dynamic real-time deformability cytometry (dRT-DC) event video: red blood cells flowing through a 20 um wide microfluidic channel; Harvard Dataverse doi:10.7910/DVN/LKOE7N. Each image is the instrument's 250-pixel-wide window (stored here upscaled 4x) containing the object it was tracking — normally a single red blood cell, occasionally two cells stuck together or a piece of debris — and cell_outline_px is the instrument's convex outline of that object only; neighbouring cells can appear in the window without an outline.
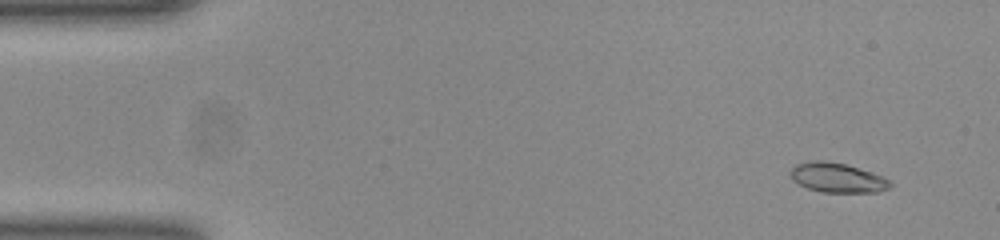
{"species": "common noctule bat (a hibernating species)", "species_latin": "Nyctalus noctula", "temperature_condition": "room temperature", "stored_images_in_passage": 52, "camera_frame_rate_fps": 3000, "um_per_image_px": 0.085, "animal": {"sex": "female", "body_mass_g": 23.0, "forearm_length_mm": 53.4}, "frame": {"image": 1, "passage_image": 4, "time_ms": 1.0, "image_size_px": [1000, 240], "cell_outline_px": [[892, 184], [888, 188], [876, 192], [824, 192], [808, 188], [792, 180], [788, 172], [796, 164], [812, 160], [824, 160], [844, 164], [872, 172], [892, 180]], "centroid_in_image_um": [71.16, 15.1], "position_along_channel_um": 13.8, "area_um2": 17.17}}
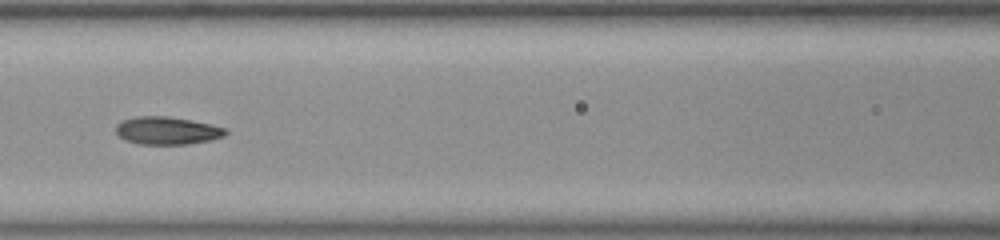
{"frame": {"image": 2, "passage_image": 23, "time_ms": 7.333, "image_size_px": [1000, 240], "cell_outline_px": [[228, 132], [224, 136], [212, 140], [188, 144], [140, 144], [124, 140], [116, 132], [116, 124], [132, 116], [168, 116], [192, 120], [212, 124], [228, 128]], "centroid_in_image_um": [14.24, 11.09], "position_along_channel_um": 152.4, "area_um2": 17.98}}
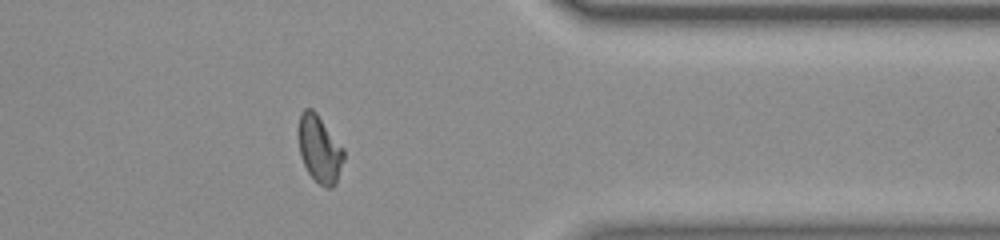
{"frame": {"image": 3, "passage_image": 42, "time_ms": 13.667, "image_size_px": [1000, 240], "cell_outline_px": [[344, 160], [336, 184], [332, 188], [324, 188], [308, 172], [300, 156], [300, 112], [304, 108], [312, 108], [316, 112], [344, 148]], "centroid_in_image_um": [27.2, 12.69], "position_along_channel_um": 384.2, "area_um2": 17.57}, "authors_computed_cell_mechanics": {"area_um2": 17.2244, "velocity_mm_per_s": 3.9114, "shape_relaxation_time_tau1_ms": null, "shape_relaxation_time_tau2_ms": 1.4557, "deformation_change_tau1": null, "deformation_change_tau2": 0.0678}}